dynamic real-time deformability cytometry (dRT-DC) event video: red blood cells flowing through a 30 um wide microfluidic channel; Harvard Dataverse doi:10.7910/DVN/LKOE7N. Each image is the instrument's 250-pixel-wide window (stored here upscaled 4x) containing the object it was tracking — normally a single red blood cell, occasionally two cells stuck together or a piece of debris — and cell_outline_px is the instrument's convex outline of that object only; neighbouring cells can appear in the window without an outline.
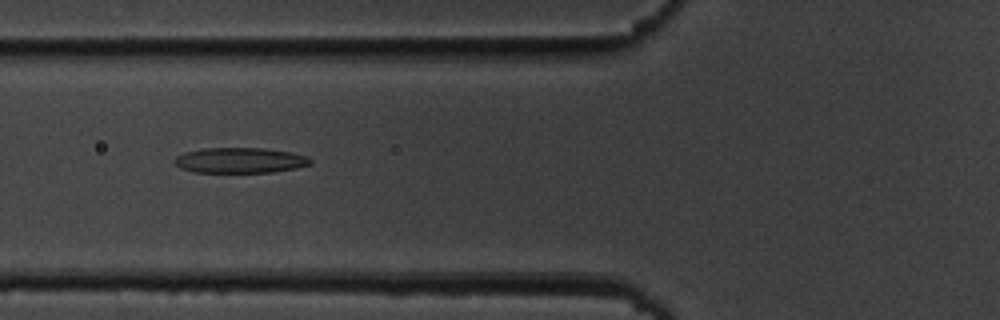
{"species": "common noctule bat (a hibernating species)", "species_latin": "Nyctalus noctula", "temperature_condition": "cold", "stored_images_in_passage": 55, "camera_frame_rate_fps": 3000, "um_per_image_px": 0.085, "animal": {"sex": "male", "body_mass_g": 19.5, "forearm_length_mm": 54.6}, "frame": {"image": 1, "passage_image": 21, "time_ms": 6.667, "image_size_px": [1000, 320], "cell_outline_px": [[312, 164], [296, 168], [272, 172], [192, 172], [180, 168], [172, 160], [176, 156], [184, 152], [204, 148], [264, 148], [288, 152], [308, 156], [312, 160]], "centroid_in_image_um": [20.38, 13.63], "position_along_channel_um": 105.4, "area_um2": 20.17}}
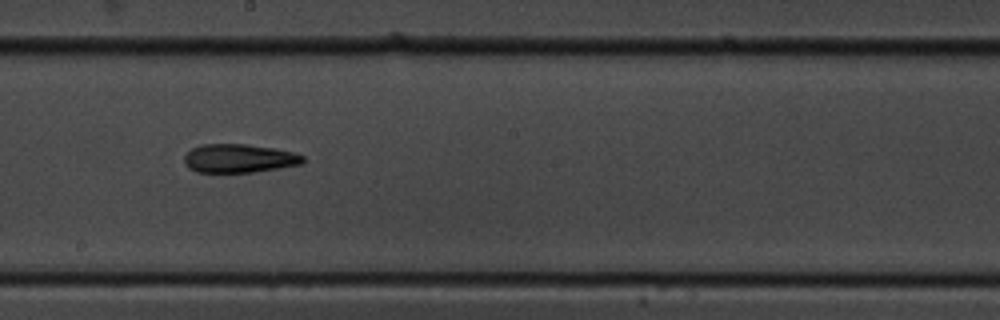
{"frame": {"image": 2, "passage_image": 31, "time_ms": 10.0, "image_size_px": [1000, 320], "cell_outline_px": [[304, 160], [300, 164], [252, 172], [196, 172], [188, 168], [184, 164], [184, 156], [192, 148], [200, 144], [244, 144], [272, 148], [292, 152], [304, 156]], "centroid_in_image_um": [20.25, 13.46], "position_along_channel_um": 227.9, "area_um2": 19.59}}
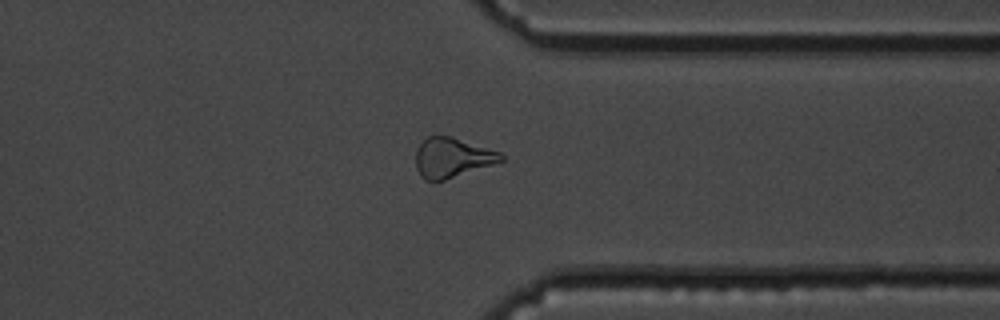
{"frame": {"image": 3, "passage_image": 43, "time_ms": 14.0, "image_size_px": [1000, 320], "cell_outline_px": [[504, 160], [444, 180], [424, 180], [420, 176], [416, 168], [416, 148], [428, 136], [452, 136], [500, 152], [504, 156]], "centroid_in_image_um": [38.41, 13.39], "position_along_channel_um": 373.0, "area_um2": 19.54}, "authors_computed_cell_mechanics": {"area_um2": 20.4612, "velocity_mm_per_s": 3.6699, "shape_relaxation_time_tau1_ms": null, "shape_relaxation_time_tau2_ms": 4.5512, "deformation_change_tau1": null, "deformation_change_tau2": 0.1549}}